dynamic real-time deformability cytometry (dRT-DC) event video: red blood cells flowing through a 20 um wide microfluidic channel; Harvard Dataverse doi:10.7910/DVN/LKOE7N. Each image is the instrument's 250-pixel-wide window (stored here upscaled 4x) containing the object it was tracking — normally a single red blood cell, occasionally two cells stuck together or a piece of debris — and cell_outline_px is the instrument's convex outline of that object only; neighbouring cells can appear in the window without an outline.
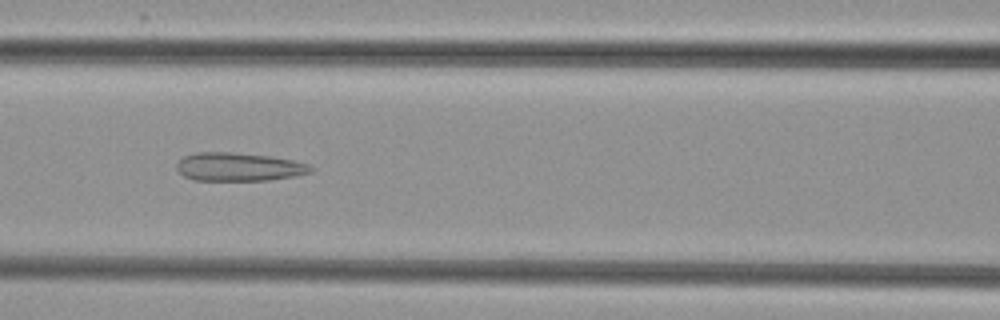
{"species": "common noctule bat (a hibernating species)", "species_latin": "Nyctalus noctula", "temperature_condition": "cold", "stored_images_in_passage": 8, "camera_frame_rate_fps": 3000, "um_per_image_px": 0.085, "animal": {"sex": "female", "body_mass_g": 29.2, "forearm_length_mm": 56.3}, "frame": {"image": 1, "passage_image": 7, "time_ms": 7.0, "image_size_px": [1000, 320], "cell_outline_px": [[316, 168], [312, 172], [296, 176], [268, 180], [196, 180], [184, 176], [176, 168], [176, 164], [184, 156], [196, 152], [232, 152], [268, 156], [292, 160], [308, 164]], "centroid_in_image_um": [20.32, 14.18], "position_along_channel_um": 146.3, "area_um2": 22.14}}
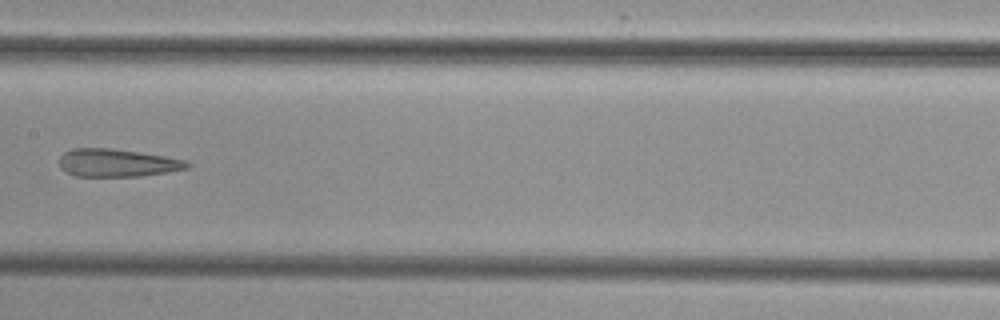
{"frame": {"image": 2, "passage_image": 8, "time_ms": 8.333, "image_size_px": [1000, 320], "cell_outline_px": [[192, 164], [188, 168], [168, 172], [140, 176], [76, 176], [60, 168], [60, 156], [64, 152], [72, 148], [112, 148], [140, 152], [164, 156], [184, 160]], "centroid_in_image_um": [9.96, 13.84], "position_along_channel_um": 197.4, "area_um2": 20.69}}